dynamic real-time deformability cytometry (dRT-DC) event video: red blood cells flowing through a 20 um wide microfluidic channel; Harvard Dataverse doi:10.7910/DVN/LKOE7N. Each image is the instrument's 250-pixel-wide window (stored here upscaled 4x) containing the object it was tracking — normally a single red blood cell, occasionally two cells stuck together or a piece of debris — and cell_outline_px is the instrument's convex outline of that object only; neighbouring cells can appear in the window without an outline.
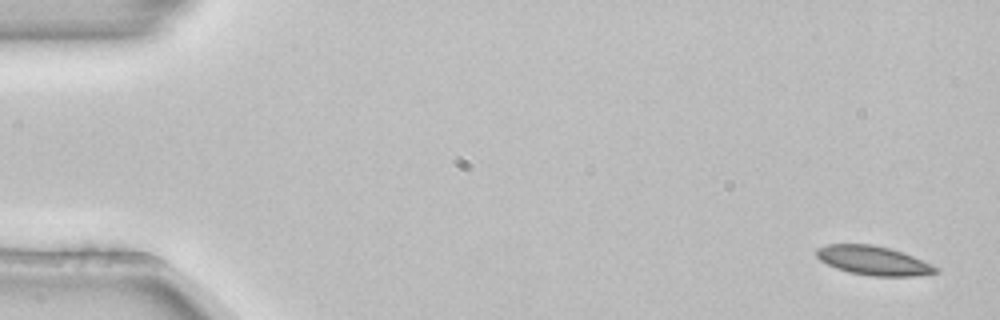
{"species": "common noctule bat (a hibernating species)", "species_latin": "Nyctalus noctula", "temperature_condition": "room temperature", "stored_images_in_passage": 4, "camera_frame_rate_fps": 3000, "um_per_image_px": 0.085, "animal": {"sex": "female", "body_mass_g": 22.7, "forearm_length_mm": 54.2}, "frame": {"image": 1, "passage_image": 1, "time_ms": 0.0, "image_size_px": [1000, 320], "cell_outline_px": [[940, 272], [912, 276], [872, 276], [848, 272], [836, 268], [820, 260], [816, 256], [816, 248], [828, 244], [872, 244], [904, 252], [940, 268]], "centroid_in_image_um": [74.24, 22.14], "position_along_channel_um": 10.8, "area_um2": 20.23}}
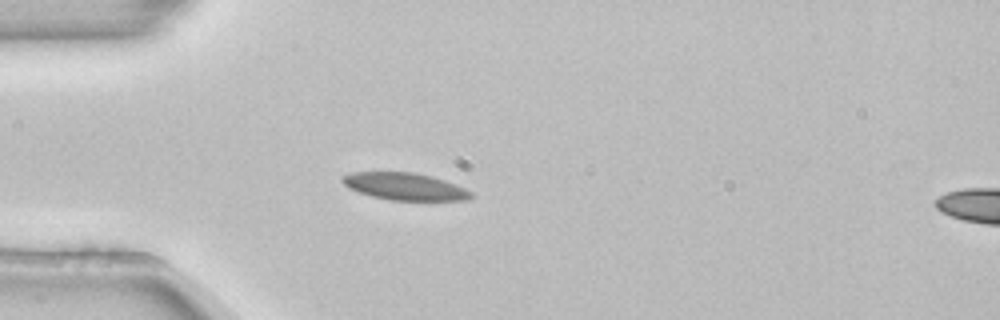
{"frame": {"image": 2, "passage_image": 4, "time_ms": 1.0, "image_size_px": [1000, 320], "cell_outline_px": [[476, 196], [464, 200], [388, 200], [372, 196], [348, 188], [340, 180], [340, 176], [352, 172], [412, 172], [432, 176], [456, 184], [472, 192]], "centroid_in_image_um": [34.4, 15.84], "position_along_channel_um": 50.6, "area_um2": 20.46}}